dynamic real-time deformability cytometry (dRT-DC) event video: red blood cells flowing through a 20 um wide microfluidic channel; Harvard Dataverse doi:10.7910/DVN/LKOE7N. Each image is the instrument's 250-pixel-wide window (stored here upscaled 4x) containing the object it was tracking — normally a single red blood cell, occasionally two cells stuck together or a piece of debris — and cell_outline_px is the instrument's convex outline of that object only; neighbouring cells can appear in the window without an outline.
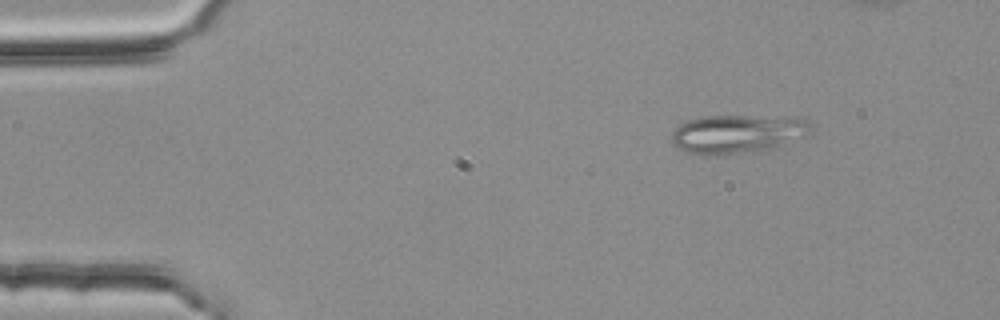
{"species": "common noctule bat (a hibernating species)", "species_latin": "Nyctalus noctula", "temperature_condition": "room temperature", "stored_images_in_passage": 4, "camera_frame_rate_fps": 3000, "um_per_image_px": 0.085, "animal": {"sex": "female", "body_mass_g": 25.1}, "frame": {"image": 1, "passage_image": 1, "time_ms": 0.0, "image_size_px": [1000, 320], "cell_outline_px": [[812, 132], [808, 136], [756, 152], [724, 156], [704, 156], [688, 152], [676, 148], [672, 144], [672, 132], [680, 124], [688, 120], [704, 116], [744, 116], [808, 120]], "centroid_in_image_um": [62.6, 11.43], "position_along_channel_um": 22.4, "area_um2": 31.33}}